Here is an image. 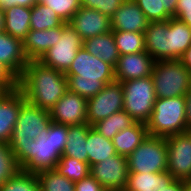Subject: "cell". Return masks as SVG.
<instances>
[{"instance_id": "d6986e66", "label": "cell", "mask_w": 191, "mask_h": 191, "mask_svg": "<svg viewBox=\"0 0 191 191\" xmlns=\"http://www.w3.org/2000/svg\"><path fill=\"white\" fill-rule=\"evenodd\" d=\"M62 36V25L47 30H30L23 40V50L28 60H39L46 51L56 45Z\"/></svg>"}, {"instance_id": "8fae6325", "label": "cell", "mask_w": 191, "mask_h": 191, "mask_svg": "<svg viewBox=\"0 0 191 191\" xmlns=\"http://www.w3.org/2000/svg\"><path fill=\"white\" fill-rule=\"evenodd\" d=\"M90 175L106 191H123L126 187L129 169L127 157L116 154L90 167Z\"/></svg>"}, {"instance_id": "ac0fdd59", "label": "cell", "mask_w": 191, "mask_h": 191, "mask_svg": "<svg viewBox=\"0 0 191 191\" xmlns=\"http://www.w3.org/2000/svg\"><path fill=\"white\" fill-rule=\"evenodd\" d=\"M144 40L145 51L155 61L169 60V19L163 22H148Z\"/></svg>"}, {"instance_id": "ee69618b", "label": "cell", "mask_w": 191, "mask_h": 191, "mask_svg": "<svg viewBox=\"0 0 191 191\" xmlns=\"http://www.w3.org/2000/svg\"><path fill=\"white\" fill-rule=\"evenodd\" d=\"M185 181L173 180L166 188L161 191H184Z\"/></svg>"}, {"instance_id": "7402d4cb", "label": "cell", "mask_w": 191, "mask_h": 191, "mask_svg": "<svg viewBox=\"0 0 191 191\" xmlns=\"http://www.w3.org/2000/svg\"><path fill=\"white\" fill-rule=\"evenodd\" d=\"M32 7L13 6L4 11L3 31L23 42L29 33Z\"/></svg>"}, {"instance_id": "9c48e42d", "label": "cell", "mask_w": 191, "mask_h": 191, "mask_svg": "<svg viewBox=\"0 0 191 191\" xmlns=\"http://www.w3.org/2000/svg\"><path fill=\"white\" fill-rule=\"evenodd\" d=\"M167 172L180 181H191V132L166 137Z\"/></svg>"}, {"instance_id": "9a60e30c", "label": "cell", "mask_w": 191, "mask_h": 191, "mask_svg": "<svg viewBox=\"0 0 191 191\" xmlns=\"http://www.w3.org/2000/svg\"><path fill=\"white\" fill-rule=\"evenodd\" d=\"M68 24L83 41L111 31V19L97 10L82 7L72 16Z\"/></svg>"}, {"instance_id": "2e32d148", "label": "cell", "mask_w": 191, "mask_h": 191, "mask_svg": "<svg viewBox=\"0 0 191 191\" xmlns=\"http://www.w3.org/2000/svg\"><path fill=\"white\" fill-rule=\"evenodd\" d=\"M25 101L19 88L8 91L0 99V142L9 143L20 108Z\"/></svg>"}, {"instance_id": "d6a6232c", "label": "cell", "mask_w": 191, "mask_h": 191, "mask_svg": "<svg viewBox=\"0 0 191 191\" xmlns=\"http://www.w3.org/2000/svg\"><path fill=\"white\" fill-rule=\"evenodd\" d=\"M0 191H40L37 175L20 169L0 186Z\"/></svg>"}, {"instance_id": "e0dca14e", "label": "cell", "mask_w": 191, "mask_h": 191, "mask_svg": "<svg viewBox=\"0 0 191 191\" xmlns=\"http://www.w3.org/2000/svg\"><path fill=\"white\" fill-rule=\"evenodd\" d=\"M148 20L133 0H124L111 17V31L144 33Z\"/></svg>"}, {"instance_id": "5bb4252c", "label": "cell", "mask_w": 191, "mask_h": 191, "mask_svg": "<svg viewBox=\"0 0 191 191\" xmlns=\"http://www.w3.org/2000/svg\"><path fill=\"white\" fill-rule=\"evenodd\" d=\"M155 60L146 51L119 56L114 68L115 81L125 82L150 76Z\"/></svg>"}, {"instance_id": "484cf974", "label": "cell", "mask_w": 191, "mask_h": 191, "mask_svg": "<svg viewBox=\"0 0 191 191\" xmlns=\"http://www.w3.org/2000/svg\"><path fill=\"white\" fill-rule=\"evenodd\" d=\"M88 123L68 126L67 142L62 155L76 158L78 161L88 163L86 139L88 130L91 128Z\"/></svg>"}, {"instance_id": "7dc6e473", "label": "cell", "mask_w": 191, "mask_h": 191, "mask_svg": "<svg viewBox=\"0 0 191 191\" xmlns=\"http://www.w3.org/2000/svg\"><path fill=\"white\" fill-rule=\"evenodd\" d=\"M185 9H191V0H178L176 12H185Z\"/></svg>"}, {"instance_id": "f35d334b", "label": "cell", "mask_w": 191, "mask_h": 191, "mask_svg": "<svg viewBox=\"0 0 191 191\" xmlns=\"http://www.w3.org/2000/svg\"><path fill=\"white\" fill-rule=\"evenodd\" d=\"M0 85L8 91L18 88V77L2 62H0Z\"/></svg>"}, {"instance_id": "f1b7e54d", "label": "cell", "mask_w": 191, "mask_h": 191, "mask_svg": "<svg viewBox=\"0 0 191 191\" xmlns=\"http://www.w3.org/2000/svg\"><path fill=\"white\" fill-rule=\"evenodd\" d=\"M63 23L64 22L48 6L39 3H35L32 6L30 20L31 30H47L60 27Z\"/></svg>"}, {"instance_id": "4dcf8cb0", "label": "cell", "mask_w": 191, "mask_h": 191, "mask_svg": "<svg viewBox=\"0 0 191 191\" xmlns=\"http://www.w3.org/2000/svg\"><path fill=\"white\" fill-rule=\"evenodd\" d=\"M113 36L120 56L145 51L144 33L113 31Z\"/></svg>"}, {"instance_id": "1f68e13d", "label": "cell", "mask_w": 191, "mask_h": 191, "mask_svg": "<svg viewBox=\"0 0 191 191\" xmlns=\"http://www.w3.org/2000/svg\"><path fill=\"white\" fill-rule=\"evenodd\" d=\"M55 169L61 175L73 182L82 180L90 174V166L87 162H81L76 158H71L65 155L60 157Z\"/></svg>"}, {"instance_id": "6da1fadb", "label": "cell", "mask_w": 191, "mask_h": 191, "mask_svg": "<svg viewBox=\"0 0 191 191\" xmlns=\"http://www.w3.org/2000/svg\"><path fill=\"white\" fill-rule=\"evenodd\" d=\"M18 88L30 104L51 110L68 91L65 73L43 65L39 60H28Z\"/></svg>"}, {"instance_id": "52a82bcc", "label": "cell", "mask_w": 191, "mask_h": 191, "mask_svg": "<svg viewBox=\"0 0 191 191\" xmlns=\"http://www.w3.org/2000/svg\"><path fill=\"white\" fill-rule=\"evenodd\" d=\"M167 158L166 138L148 135L127 157V165L129 172H166Z\"/></svg>"}, {"instance_id": "cb8c5ba5", "label": "cell", "mask_w": 191, "mask_h": 191, "mask_svg": "<svg viewBox=\"0 0 191 191\" xmlns=\"http://www.w3.org/2000/svg\"><path fill=\"white\" fill-rule=\"evenodd\" d=\"M149 135L146 123L135 122L118 132L112 139L117 154L128 157Z\"/></svg>"}, {"instance_id": "7c38bea8", "label": "cell", "mask_w": 191, "mask_h": 191, "mask_svg": "<svg viewBox=\"0 0 191 191\" xmlns=\"http://www.w3.org/2000/svg\"><path fill=\"white\" fill-rule=\"evenodd\" d=\"M50 117L68 126L87 123V99L68 90L50 110Z\"/></svg>"}, {"instance_id": "d4e9b609", "label": "cell", "mask_w": 191, "mask_h": 191, "mask_svg": "<svg viewBox=\"0 0 191 191\" xmlns=\"http://www.w3.org/2000/svg\"><path fill=\"white\" fill-rule=\"evenodd\" d=\"M191 46V28L177 18L169 19V60H179Z\"/></svg>"}, {"instance_id": "44dd1931", "label": "cell", "mask_w": 191, "mask_h": 191, "mask_svg": "<svg viewBox=\"0 0 191 191\" xmlns=\"http://www.w3.org/2000/svg\"><path fill=\"white\" fill-rule=\"evenodd\" d=\"M173 180L174 178L167 171L158 173L129 172L123 191H161Z\"/></svg>"}, {"instance_id": "b9f144b4", "label": "cell", "mask_w": 191, "mask_h": 191, "mask_svg": "<svg viewBox=\"0 0 191 191\" xmlns=\"http://www.w3.org/2000/svg\"><path fill=\"white\" fill-rule=\"evenodd\" d=\"M185 104H186V125L188 129H191V86L187 93L185 94Z\"/></svg>"}, {"instance_id": "816d5d0a", "label": "cell", "mask_w": 191, "mask_h": 191, "mask_svg": "<svg viewBox=\"0 0 191 191\" xmlns=\"http://www.w3.org/2000/svg\"><path fill=\"white\" fill-rule=\"evenodd\" d=\"M45 2H46V0H36V3H39V4H43Z\"/></svg>"}, {"instance_id": "681fc988", "label": "cell", "mask_w": 191, "mask_h": 191, "mask_svg": "<svg viewBox=\"0 0 191 191\" xmlns=\"http://www.w3.org/2000/svg\"><path fill=\"white\" fill-rule=\"evenodd\" d=\"M7 92H8V90H7L4 86L0 85V99H1Z\"/></svg>"}, {"instance_id": "74e56055", "label": "cell", "mask_w": 191, "mask_h": 191, "mask_svg": "<svg viewBox=\"0 0 191 191\" xmlns=\"http://www.w3.org/2000/svg\"><path fill=\"white\" fill-rule=\"evenodd\" d=\"M123 1L124 0H81V6L97 10L111 19Z\"/></svg>"}, {"instance_id": "7a4b0ae2", "label": "cell", "mask_w": 191, "mask_h": 191, "mask_svg": "<svg viewBox=\"0 0 191 191\" xmlns=\"http://www.w3.org/2000/svg\"><path fill=\"white\" fill-rule=\"evenodd\" d=\"M65 76L68 90L86 99L97 95L106 84L115 81L114 68L83 47L78 50Z\"/></svg>"}, {"instance_id": "4316f807", "label": "cell", "mask_w": 191, "mask_h": 191, "mask_svg": "<svg viewBox=\"0 0 191 191\" xmlns=\"http://www.w3.org/2000/svg\"><path fill=\"white\" fill-rule=\"evenodd\" d=\"M85 145H87L88 165L90 167L117 154L112 140L105 138L93 127L88 130Z\"/></svg>"}, {"instance_id": "bcb514c9", "label": "cell", "mask_w": 191, "mask_h": 191, "mask_svg": "<svg viewBox=\"0 0 191 191\" xmlns=\"http://www.w3.org/2000/svg\"><path fill=\"white\" fill-rule=\"evenodd\" d=\"M179 60L191 72V46L184 52Z\"/></svg>"}, {"instance_id": "d590c367", "label": "cell", "mask_w": 191, "mask_h": 191, "mask_svg": "<svg viewBox=\"0 0 191 191\" xmlns=\"http://www.w3.org/2000/svg\"><path fill=\"white\" fill-rule=\"evenodd\" d=\"M43 4L51 8L66 23L81 8V0H46Z\"/></svg>"}, {"instance_id": "f907efd6", "label": "cell", "mask_w": 191, "mask_h": 191, "mask_svg": "<svg viewBox=\"0 0 191 191\" xmlns=\"http://www.w3.org/2000/svg\"><path fill=\"white\" fill-rule=\"evenodd\" d=\"M184 191H191V181L185 182Z\"/></svg>"}, {"instance_id": "ffe728a7", "label": "cell", "mask_w": 191, "mask_h": 191, "mask_svg": "<svg viewBox=\"0 0 191 191\" xmlns=\"http://www.w3.org/2000/svg\"><path fill=\"white\" fill-rule=\"evenodd\" d=\"M0 62L8 67L18 78L28 64L22 41L4 31L0 32Z\"/></svg>"}, {"instance_id": "4fadbf2b", "label": "cell", "mask_w": 191, "mask_h": 191, "mask_svg": "<svg viewBox=\"0 0 191 191\" xmlns=\"http://www.w3.org/2000/svg\"><path fill=\"white\" fill-rule=\"evenodd\" d=\"M61 156L55 149L50 137H46L45 134L41 135L28 145L27 164L22 170L37 173L43 170L55 169Z\"/></svg>"}, {"instance_id": "8d00e7d4", "label": "cell", "mask_w": 191, "mask_h": 191, "mask_svg": "<svg viewBox=\"0 0 191 191\" xmlns=\"http://www.w3.org/2000/svg\"><path fill=\"white\" fill-rule=\"evenodd\" d=\"M45 136L50 137L55 149L62 155L67 142L68 125L51 122Z\"/></svg>"}, {"instance_id": "7bdbcfd3", "label": "cell", "mask_w": 191, "mask_h": 191, "mask_svg": "<svg viewBox=\"0 0 191 191\" xmlns=\"http://www.w3.org/2000/svg\"><path fill=\"white\" fill-rule=\"evenodd\" d=\"M173 17L183 21L191 28V9H185V12H175Z\"/></svg>"}, {"instance_id": "f6af8a7d", "label": "cell", "mask_w": 191, "mask_h": 191, "mask_svg": "<svg viewBox=\"0 0 191 191\" xmlns=\"http://www.w3.org/2000/svg\"><path fill=\"white\" fill-rule=\"evenodd\" d=\"M162 7L173 17L176 12V5L178 0H161Z\"/></svg>"}, {"instance_id": "60d3db41", "label": "cell", "mask_w": 191, "mask_h": 191, "mask_svg": "<svg viewBox=\"0 0 191 191\" xmlns=\"http://www.w3.org/2000/svg\"><path fill=\"white\" fill-rule=\"evenodd\" d=\"M36 0H0V9L5 11L13 6L32 7Z\"/></svg>"}, {"instance_id": "ba28073f", "label": "cell", "mask_w": 191, "mask_h": 191, "mask_svg": "<svg viewBox=\"0 0 191 191\" xmlns=\"http://www.w3.org/2000/svg\"><path fill=\"white\" fill-rule=\"evenodd\" d=\"M82 47V38L68 23L64 22L61 39H57L56 45L49 48L39 61L47 67L66 73Z\"/></svg>"}, {"instance_id": "603a6c76", "label": "cell", "mask_w": 191, "mask_h": 191, "mask_svg": "<svg viewBox=\"0 0 191 191\" xmlns=\"http://www.w3.org/2000/svg\"><path fill=\"white\" fill-rule=\"evenodd\" d=\"M83 48L95 57L115 68L119 59V53L113 36V31L91 37L83 41Z\"/></svg>"}, {"instance_id": "8992f818", "label": "cell", "mask_w": 191, "mask_h": 191, "mask_svg": "<svg viewBox=\"0 0 191 191\" xmlns=\"http://www.w3.org/2000/svg\"><path fill=\"white\" fill-rule=\"evenodd\" d=\"M123 88V110L136 122L146 123L153 111L156 93L150 76L121 82Z\"/></svg>"}, {"instance_id": "3957f363", "label": "cell", "mask_w": 191, "mask_h": 191, "mask_svg": "<svg viewBox=\"0 0 191 191\" xmlns=\"http://www.w3.org/2000/svg\"><path fill=\"white\" fill-rule=\"evenodd\" d=\"M51 122L49 110L34 106L27 101L22 104L8 143L21 169L27 164L28 145L44 135Z\"/></svg>"}, {"instance_id": "ab89813d", "label": "cell", "mask_w": 191, "mask_h": 191, "mask_svg": "<svg viewBox=\"0 0 191 191\" xmlns=\"http://www.w3.org/2000/svg\"><path fill=\"white\" fill-rule=\"evenodd\" d=\"M74 191H106L104 187L90 174L82 180L74 182Z\"/></svg>"}, {"instance_id": "f546056e", "label": "cell", "mask_w": 191, "mask_h": 191, "mask_svg": "<svg viewBox=\"0 0 191 191\" xmlns=\"http://www.w3.org/2000/svg\"><path fill=\"white\" fill-rule=\"evenodd\" d=\"M40 191H74L75 184L56 169L43 170L36 173Z\"/></svg>"}, {"instance_id": "e575fe53", "label": "cell", "mask_w": 191, "mask_h": 191, "mask_svg": "<svg viewBox=\"0 0 191 191\" xmlns=\"http://www.w3.org/2000/svg\"><path fill=\"white\" fill-rule=\"evenodd\" d=\"M145 14L148 22H163L172 16L162 7L161 0H133Z\"/></svg>"}, {"instance_id": "5b68a950", "label": "cell", "mask_w": 191, "mask_h": 191, "mask_svg": "<svg viewBox=\"0 0 191 191\" xmlns=\"http://www.w3.org/2000/svg\"><path fill=\"white\" fill-rule=\"evenodd\" d=\"M151 77L156 98L185 96L191 86V72L180 60L155 61Z\"/></svg>"}, {"instance_id": "30bf717a", "label": "cell", "mask_w": 191, "mask_h": 191, "mask_svg": "<svg viewBox=\"0 0 191 191\" xmlns=\"http://www.w3.org/2000/svg\"><path fill=\"white\" fill-rule=\"evenodd\" d=\"M124 97L121 82L114 81L95 96L87 99V123L92 126L100 120L123 110Z\"/></svg>"}, {"instance_id": "c3c4849f", "label": "cell", "mask_w": 191, "mask_h": 191, "mask_svg": "<svg viewBox=\"0 0 191 191\" xmlns=\"http://www.w3.org/2000/svg\"><path fill=\"white\" fill-rule=\"evenodd\" d=\"M4 28V11L0 9V32H3Z\"/></svg>"}, {"instance_id": "836d02e7", "label": "cell", "mask_w": 191, "mask_h": 191, "mask_svg": "<svg viewBox=\"0 0 191 191\" xmlns=\"http://www.w3.org/2000/svg\"><path fill=\"white\" fill-rule=\"evenodd\" d=\"M20 169L9 145L0 142V186L12 178Z\"/></svg>"}, {"instance_id": "83f0119b", "label": "cell", "mask_w": 191, "mask_h": 191, "mask_svg": "<svg viewBox=\"0 0 191 191\" xmlns=\"http://www.w3.org/2000/svg\"><path fill=\"white\" fill-rule=\"evenodd\" d=\"M135 122L131 116L122 110L98 121L92 127L105 138L112 140L118 132L129 128Z\"/></svg>"}, {"instance_id": "277c9868", "label": "cell", "mask_w": 191, "mask_h": 191, "mask_svg": "<svg viewBox=\"0 0 191 191\" xmlns=\"http://www.w3.org/2000/svg\"><path fill=\"white\" fill-rule=\"evenodd\" d=\"M185 96L157 98L146 127L150 136L168 137L190 131L186 125Z\"/></svg>"}]
</instances>
